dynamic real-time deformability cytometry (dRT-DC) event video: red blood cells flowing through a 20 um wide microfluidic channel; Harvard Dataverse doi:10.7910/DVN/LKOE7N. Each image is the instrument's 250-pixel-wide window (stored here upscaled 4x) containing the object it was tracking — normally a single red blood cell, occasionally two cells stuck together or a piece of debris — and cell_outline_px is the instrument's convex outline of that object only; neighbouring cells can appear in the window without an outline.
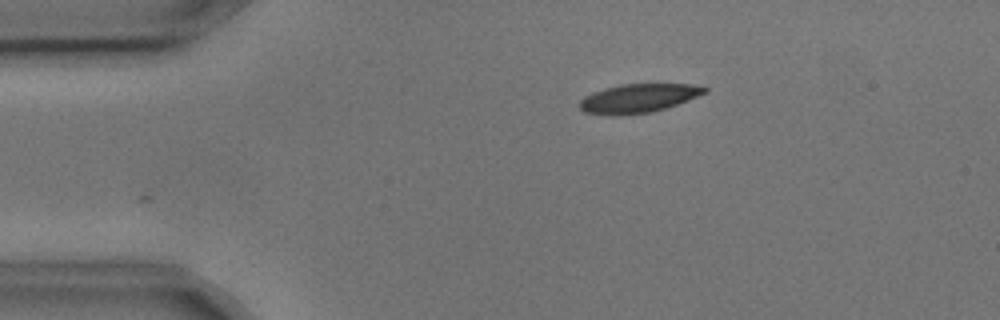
{"species": "common noctule bat (a hibernating species)", "species_latin": "Nyctalus noctula", "temperature_condition": "cold", "stored_images_in_passage": 3, "camera_frame_rate_fps": 3000, "um_per_image_px": 0.085, "animal": {"sex": "male", "body_mass_g": 17.9, "forearm_length_mm": 54.2}, "frame": {"image": 1, "passage_image": 3, "time_ms": 0.667, "image_size_px": [1000, 320], "cell_outline_px": [[708, 92], [688, 100], [664, 108], [648, 112], [616, 116], [612, 116], [584, 112], [580, 108], [580, 100], [584, 96], [592, 92], [604, 88], [620, 84], [688, 84], [708, 88]], "centroid_in_image_um": [54.22, 8.35], "position_along_channel_um": 30.8, "area_um2": 20.87}}